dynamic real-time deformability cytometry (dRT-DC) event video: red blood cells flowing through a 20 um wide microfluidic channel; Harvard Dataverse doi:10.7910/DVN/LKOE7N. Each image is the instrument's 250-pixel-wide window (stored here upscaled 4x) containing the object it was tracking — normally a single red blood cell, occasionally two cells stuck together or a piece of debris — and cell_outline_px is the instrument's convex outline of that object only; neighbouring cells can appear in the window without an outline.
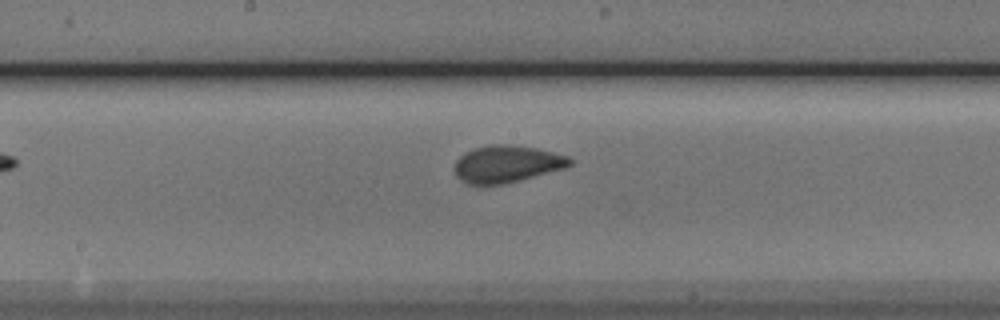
{"species": "Egyptian fruit bat (a non-hibernating species)", "species_latin": "Rousettus aegyptiacus", "temperature_condition": "cold", "stored_images_in_passage": 7, "segment_of_instrument_passage": [2, 2], "camera_frame_rate_fps": 3000, "um_per_image_px": 0.085, "animal": {"sex": "male"}, "frame": {"image": 1, "passage_image": 7, "time_ms": 7.0, "image_size_px": [1000, 320], "cell_outline_px": [[572, 164], [568, 168], [504, 184], [468, 184], [460, 180], [456, 176], [456, 160], [464, 152], [488, 144], [504, 144], [536, 148], [568, 156], [572, 160]], "centroid_in_image_um": [43.11, 13.94], "position_along_channel_um": 205.1, "area_um2": 24.91}}